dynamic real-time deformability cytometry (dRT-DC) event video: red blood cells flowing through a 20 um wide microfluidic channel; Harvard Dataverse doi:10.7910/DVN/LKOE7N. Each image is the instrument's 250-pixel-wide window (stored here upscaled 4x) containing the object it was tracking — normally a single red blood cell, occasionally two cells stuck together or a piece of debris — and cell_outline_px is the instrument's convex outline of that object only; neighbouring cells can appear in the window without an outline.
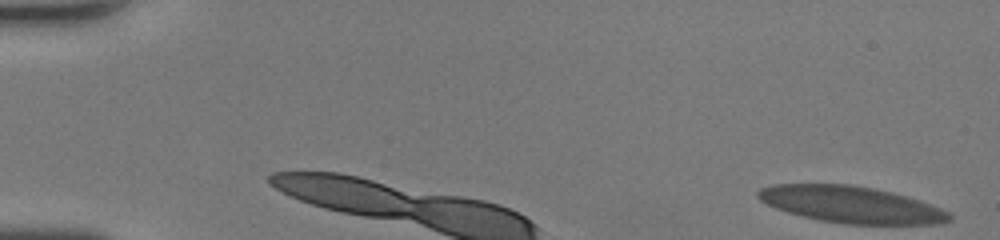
{"species": "human", "species_latin": "Homo sapiens", "temperature_condition": "room temperature", "stored_images_in_passage": 15, "camera_frame_rate_fps": 3000, "um_per_image_px": 0.085, "donor": {"sex": "female"}, "frame": {"image": 1, "passage_image": 1, "time_ms": 0.0, "image_size_px": [1000, 240], "cell_outline_px": [[952, 220], [940, 224], [844, 224], [820, 220], [788, 212], [776, 208], [760, 200], [756, 196], [756, 192], [760, 188], [772, 184], [852, 184], [892, 192], [920, 200], [940, 208], [948, 212], [952, 216]], "centroid_in_image_um": [72.35, 17.38], "position_along_channel_um": 12.7, "area_um2": 40.81}}
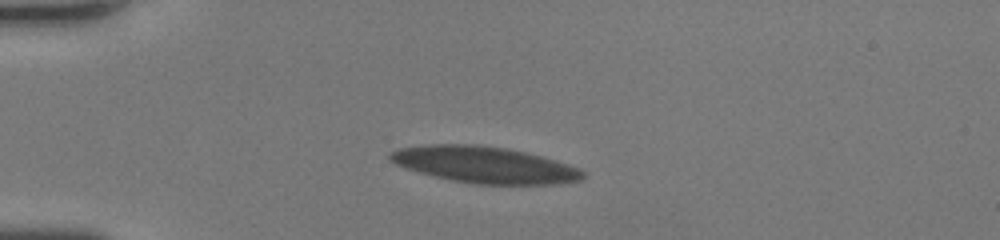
{"frame": {"image": 2, "passage_image": 13, "time_ms": 4.0, "image_size_px": [1000, 240], "cell_outline_px": [[584, 176], [580, 180], [560, 184], [476, 184], [452, 180], [404, 168], [388, 160], [388, 152], [400, 148], [424, 144], [480, 144], [504, 148], [524, 152], [556, 160], [580, 168], [584, 172]], "centroid_in_image_um": [41.16, 13.99], "position_along_channel_um": 43.8, "area_um2": 40.98}}